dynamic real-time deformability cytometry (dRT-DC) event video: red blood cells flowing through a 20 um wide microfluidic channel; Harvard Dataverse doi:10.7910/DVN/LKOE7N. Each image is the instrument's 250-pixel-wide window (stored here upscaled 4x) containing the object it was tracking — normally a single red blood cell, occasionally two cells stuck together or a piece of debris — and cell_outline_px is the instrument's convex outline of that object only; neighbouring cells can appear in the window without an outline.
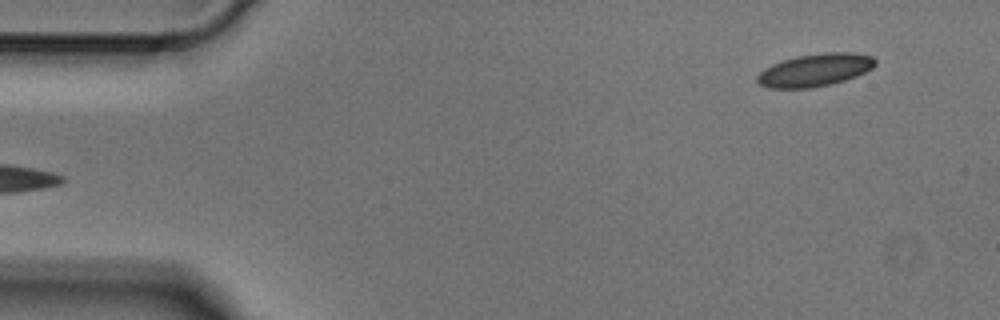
{"species": "Egyptian fruit bat (a non-hibernating species)", "species_latin": "Rousettus aegyptiacus", "temperature_condition": "cold", "stored_images_in_passage": 4, "segment_of_instrument_passage": [2, 2], "camera_frame_rate_fps": 3000, "um_per_image_px": 0.085, "animal": {"sex": "male"}, "frame": {"image": 1, "passage_image": 4, "time_ms": 1.0, "image_size_px": [1000, 320], "cell_outline_px": [[876, 64], [872, 68], [856, 76], [832, 84], [812, 88], [768, 88], [760, 84], [756, 80], [756, 76], [764, 68], [772, 64], [796, 56], [824, 52], [852, 52], [872, 56], [876, 60]], "centroid_in_image_um": [69.27, 5.95], "position_along_channel_um": 15.7, "area_um2": 22.54}}